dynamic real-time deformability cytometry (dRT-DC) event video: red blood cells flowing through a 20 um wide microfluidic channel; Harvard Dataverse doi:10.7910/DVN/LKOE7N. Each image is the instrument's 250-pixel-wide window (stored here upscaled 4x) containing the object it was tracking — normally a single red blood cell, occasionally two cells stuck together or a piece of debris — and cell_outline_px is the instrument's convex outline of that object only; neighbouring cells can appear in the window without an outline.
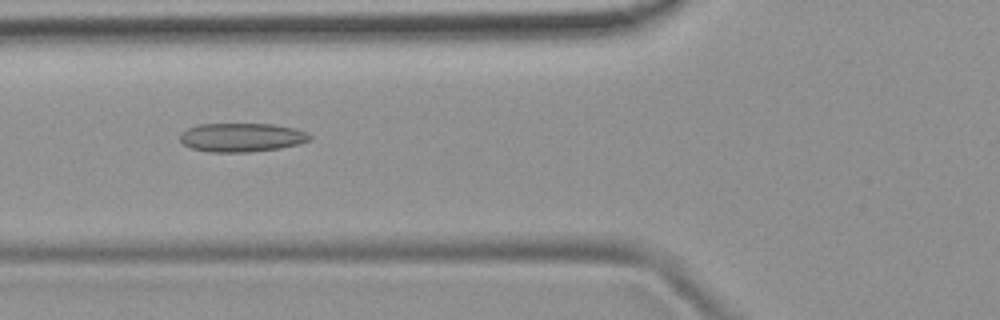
{"species": "common noctule bat (a hibernating species)", "species_latin": "Nyctalus noctula", "temperature_condition": "room temperature", "stored_images_in_passage": 50, "camera_frame_rate_fps": 3000, "um_per_image_px": 0.085, "animal": {"sex": "female", "body_mass_g": 19.9}, "frame": {"image": 1, "passage_image": 19, "time_ms": 6.0, "image_size_px": [1000, 320], "cell_outline_px": [[312, 136], [308, 140], [300, 144], [280, 148], [248, 152], [208, 152], [192, 148], [184, 144], [180, 140], [180, 136], [188, 128], [196, 124], [272, 124], [292, 128], [308, 132]], "centroid_in_image_um": [20.55, 11.68], "position_along_channel_um": 105.3, "area_um2": 21.68}}
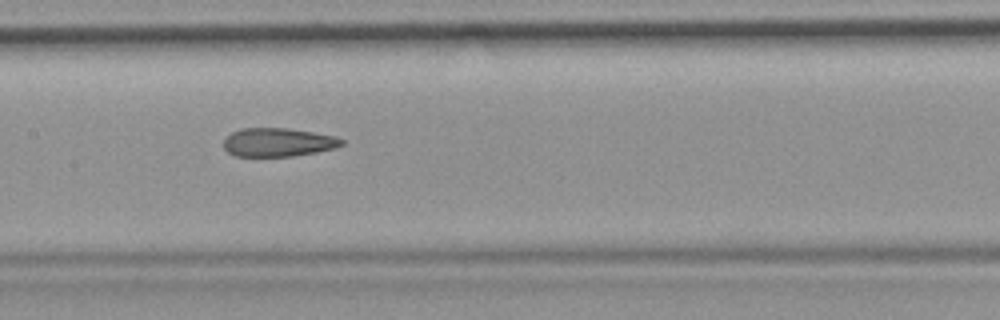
{"frame": {"image": 2, "passage_image": 25, "time_ms": 8.0, "image_size_px": [1000, 320], "cell_outline_px": [[344, 144], [336, 148], [316, 152], [292, 156], [236, 156], [228, 152], [224, 148], [224, 140], [232, 132], [240, 128], [288, 128], [336, 136], [344, 140]], "centroid_in_image_um": [23.65, 12.09], "position_along_channel_um": 183.7, "area_um2": 19.65}}
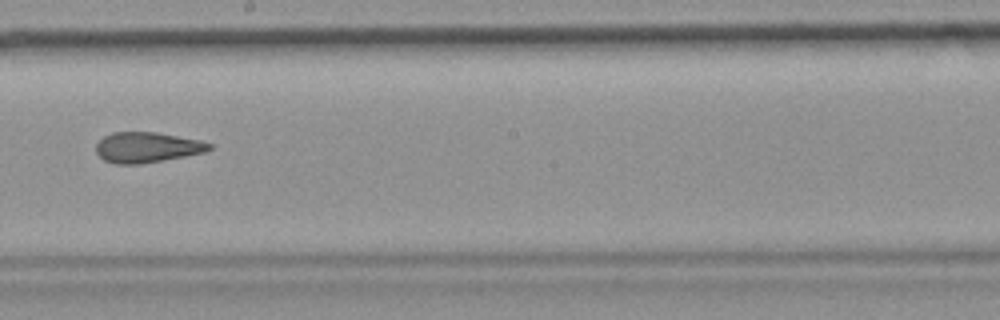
{"frame": {"image": 3, "passage_image": 29, "time_ms": 9.333, "image_size_px": [1000, 320], "cell_outline_px": [[212, 148], [204, 152], [164, 160], [140, 164], [116, 164], [104, 160], [96, 152], [96, 144], [104, 136], [112, 132], [156, 132], [200, 140], [212, 144]], "centroid_in_image_um": [12.48, 12.52], "position_along_channel_um": 235.7, "area_um2": 20.0}, "authors_computed_cell_mechanics": {"area_um2": 20.9814, "velocity_mm_per_s": 3.9188, "shape_relaxation_time_tau1_ms": null, "shape_relaxation_time_tau2_ms": 2.1777, "deformation_change_tau1": null, "deformation_change_tau2": 0.1158}}